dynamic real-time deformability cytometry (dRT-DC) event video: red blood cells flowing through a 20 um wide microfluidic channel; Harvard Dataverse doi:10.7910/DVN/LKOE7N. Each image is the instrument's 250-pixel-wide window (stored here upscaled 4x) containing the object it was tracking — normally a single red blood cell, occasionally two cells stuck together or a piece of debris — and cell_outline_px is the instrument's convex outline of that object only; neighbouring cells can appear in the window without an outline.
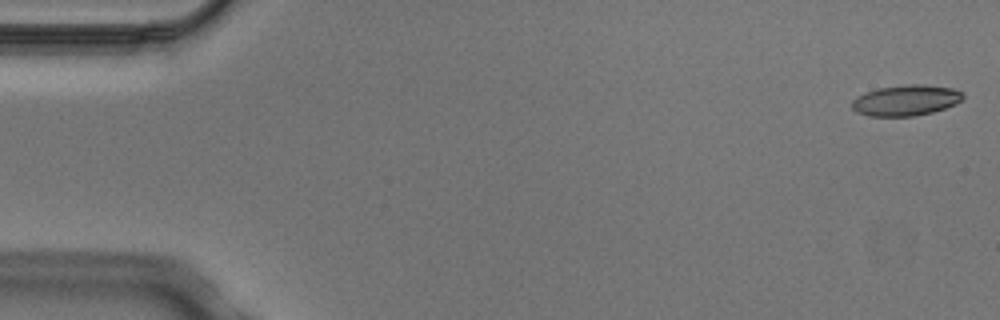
{"species": "Egyptian fruit bat (a non-hibernating species)", "species_latin": "Rousettus aegyptiacus", "temperature_condition": "cold", "stored_images_in_passage": 6, "segment_of_instrument_passage": [1, 2], "camera_frame_rate_fps": 3000, "um_per_image_px": 0.085, "animal": {"sex": "male"}, "frame": {"image": 1, "passage_image": 1, "time_ms": 0.0, "image_size_px": [1000, 320], "cell_outline_px": [[964, 96], [956, 104], [932, 112], [912, 116], [868, 116], [856, 112], [852, 108], [852, 100], [856, 96], [880, 88], [908, 84], [920, 84], [952, 88], [964, 92]], "centroid_in_image_um": [77.0, 8.53], "position_along_channel_um": 8.0, "area_um2": 19.77}}